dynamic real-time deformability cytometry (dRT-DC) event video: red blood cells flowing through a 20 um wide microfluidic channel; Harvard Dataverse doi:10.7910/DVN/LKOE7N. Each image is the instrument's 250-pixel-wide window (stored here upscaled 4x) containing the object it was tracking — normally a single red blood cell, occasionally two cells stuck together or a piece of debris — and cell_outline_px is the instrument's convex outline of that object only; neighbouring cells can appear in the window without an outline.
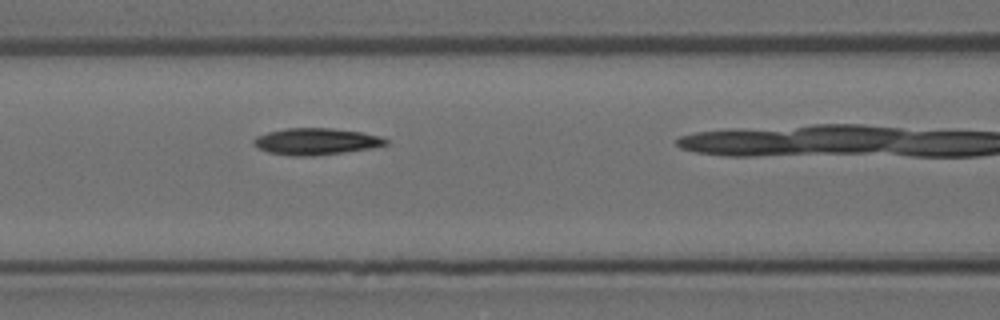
{"species": "Egyptian fruit bat (a non-hibernating species)", "species_latin": "Rousettus aegyptiacus", "temperature_condition": "room temperature", "stored_images_in_passage": 11, "camera_frame_rate_fps": 3000, "um_per_image_px": 0.085, "animal": {"sex": "female"}, "frame": {"image": 1, "passage_image": 7, "time_ms": 2.0, "image_size_px": [1000, 320], "cell_outline_px": [[388, 144], [372, 148], [344, 152], [312, 156], [292, 156], [268, 152], [252, 144], [252, 140], [256, 136], [268, 132], [284, 128], [332, 128], [360, 132], [380, 136], [388, 140]], "centroid_in_image_um": [26.85, 12.02], "position_along_channel_um": 139.8, "area_um2": 20.52}}
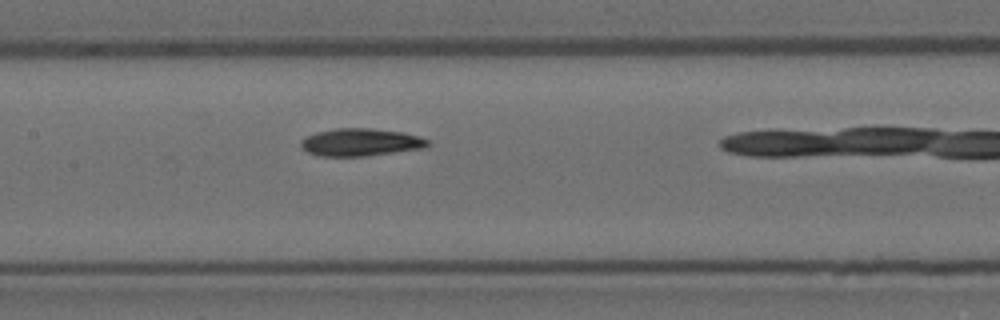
{"frame": {"image": 2, "passage_image": 10, "time_ms": 3.0, "image_size_px": [1000, 320], "cell_outline_px": [[432, 144], [424, 148], [364, 156], [320, 156], [308, 152], [300, 144], [300, 140], [316, 132], [336, 128], [368, 128], [404, 132], [420, 136], [428, 140]], "centroid_in_image_um": [30.68, 12.08], "position_along_channel_um": 176.7, "area_um2": 20.35}}